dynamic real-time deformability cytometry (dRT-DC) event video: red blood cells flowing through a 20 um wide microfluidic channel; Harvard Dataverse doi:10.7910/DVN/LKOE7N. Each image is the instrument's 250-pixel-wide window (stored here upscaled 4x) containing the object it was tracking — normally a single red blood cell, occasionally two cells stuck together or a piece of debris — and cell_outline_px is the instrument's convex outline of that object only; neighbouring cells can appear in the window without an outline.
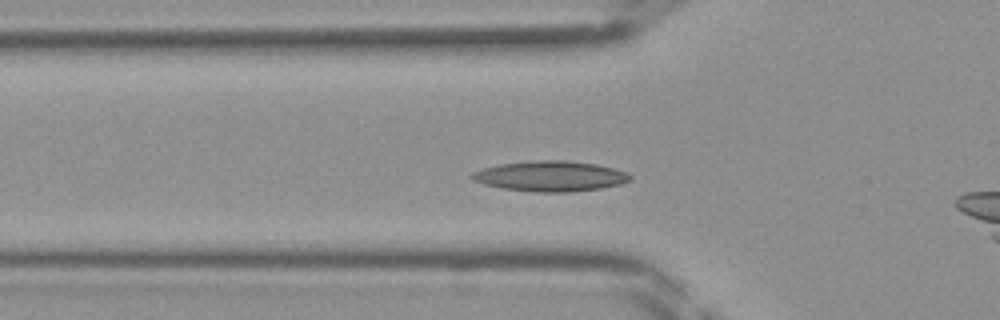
{"species": "Egyptian fruit bat (a non-hibernating species)", "species_latin": "Rousettus aegyptiacus", "temperature_condition": "room temperature", "stored_images_in_passage": 38, "camera_frame_rate_fps": 3000, "um_per_image_px": 0.085, "frame": {"image": 1, "passage_image": 11, "time_ms": 3.333, "image_size_px": [1000, 320], "cell_outline_px": [[632, 180], [620, 184], [600, 188], [568, 192], [536, 192], [504, 188], [484, 184], [472, 180], [468, 176], [472, 172], [484, 168], [500, 164], [532, 160], [568, 160], [596, 164], [628, 172], [632, 176]], "centroid_in_image_um": [46.78, 14.96], "position_along_channel_um": 79.0, "area_um2": 28.03}}
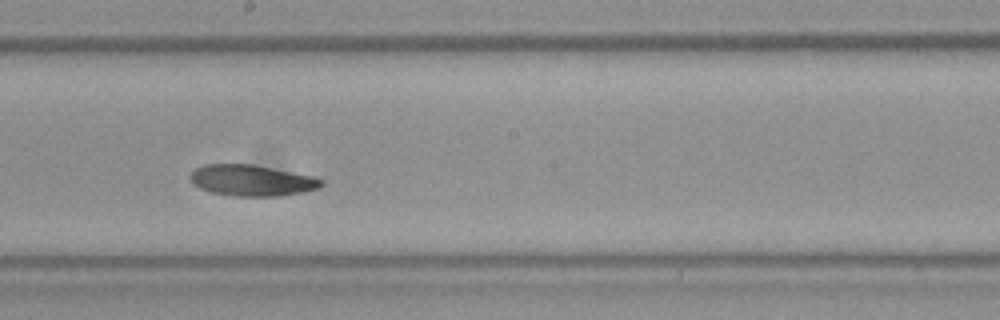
{"frame": {"image": 2, "passage_image": 21, "time_ms": 6.667, "image_size_px": [1000, 320], "cell_outline_px": [[324, 184], [320, 188], [304, 192], [280, 196], [236, 196], [212, 192], [200, 188], [192, 184], [192, 172], [196, 168], [204, 164], [252, 164], [312, 176], [324, 180]], "centroid_in_image_um": [21.44, 15.34], "position_along_channel_um": 226.8, "area_um2": 23.64}}
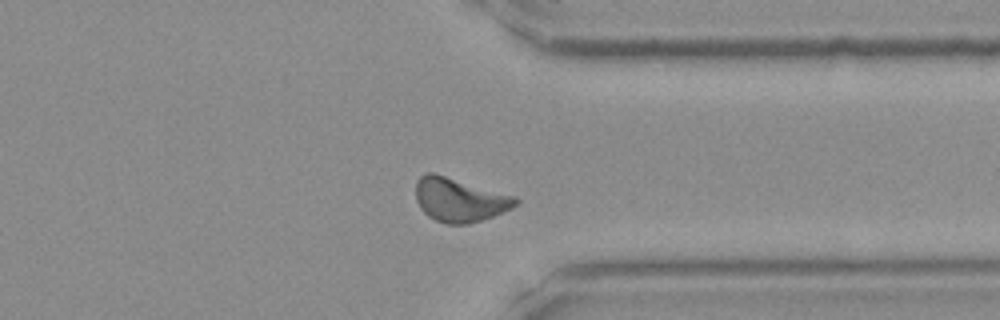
{"frame": {"image": 3, "passage_image": 31, "time_ms": 10.0, "image_size_px": [1000, 320], "cell_outline_px": [[520, 200], [512, 208], [492, 216], [468, 224], [444, 224], [428, 216], [420, 208], [416, 200], [416, 180], [424, 172], [432, 172], [516, 196]], "centroid_in_image_um": [39.03, 16.98], "position_along_channel_um": 372.4, "area_um2": 25.49}}